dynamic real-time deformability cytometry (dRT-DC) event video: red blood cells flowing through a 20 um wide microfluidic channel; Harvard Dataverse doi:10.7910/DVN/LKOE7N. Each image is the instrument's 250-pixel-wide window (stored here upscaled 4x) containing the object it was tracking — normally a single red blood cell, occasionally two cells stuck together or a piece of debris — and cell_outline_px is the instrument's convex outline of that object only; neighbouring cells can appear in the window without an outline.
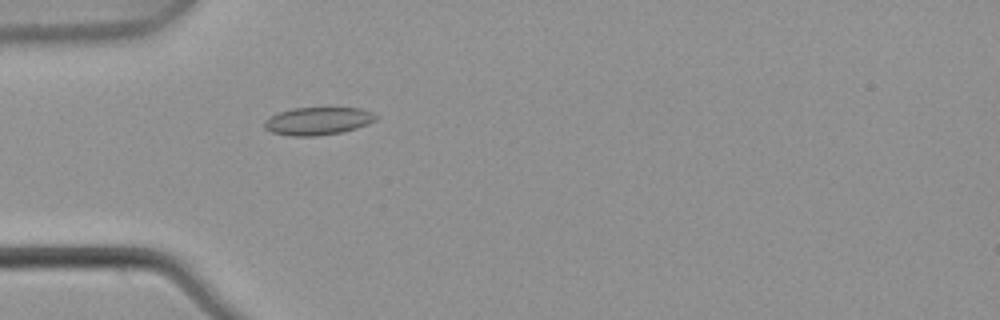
{"species": "common noctule bat (a hibernating species)", "species_latin": "Nyctalus noctula", "temperature_condition": "warm", "stored_images_in_passage": 2, "camera_frame_rate_fps": 3000, "um_per_image_px": 0.085, "animal": {"sex": "male", "body_mass_g": 21.5, "forearm_length_mm": 52.0}, "frame": {"image": 1, "passage_image": 2, "time_ms": 0.333, "image_size_px": [1000, 320], "cell_outline_px": [[380, 116], [376, 120], [368, 124], [356, 128], [340, 132], [316, 136], [292, 136], [272, 132], [264, 128], [264, 120], [280, 112], [292, 108], [360, 108], [372, 112]], "centroid_in_image_um": [27.05, 10.28], "position_along_channel_um": 58.0, "area_um2": 17.98}}